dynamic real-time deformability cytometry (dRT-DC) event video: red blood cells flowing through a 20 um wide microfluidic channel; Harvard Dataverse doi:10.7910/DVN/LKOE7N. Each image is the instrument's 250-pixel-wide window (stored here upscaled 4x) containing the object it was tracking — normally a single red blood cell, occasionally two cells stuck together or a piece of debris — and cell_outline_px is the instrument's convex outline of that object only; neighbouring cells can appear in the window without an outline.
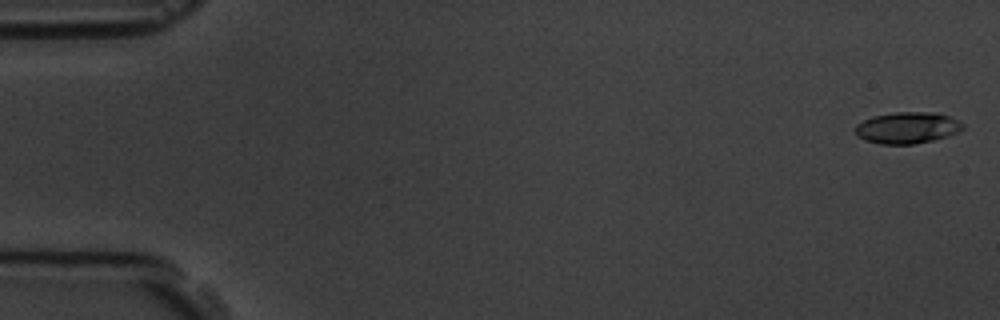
{"species": "common noctule bat (a hibernating species)", "species_latin": "Nyctalus noctula", "temperature_condition": "room temperature", "stored_images_in_passage": 5, "camera_frame_rate_fps": 3000, "um_per_image_px": 0.085, "animal": {"sex": "male", "body_mass_g": 19.5, "forearm_length_mm": 54.6}, "frame": {"image": 1, "passage_image": 1, "time_ms": 0.0, "image_size_px": [1000, 320], "cell_outline_px": [[964, 128], [948, 136], [932, 140], [912, 144], [880, 144], [864, 140], [856, 132], [856, 124], [872, 116], [896, 112], [940, 112], [964, 124]], "centroid_in_image_um": [77.13, 10.85], "position_along_channel_um": 7.9, "area_um2": 19.59}}